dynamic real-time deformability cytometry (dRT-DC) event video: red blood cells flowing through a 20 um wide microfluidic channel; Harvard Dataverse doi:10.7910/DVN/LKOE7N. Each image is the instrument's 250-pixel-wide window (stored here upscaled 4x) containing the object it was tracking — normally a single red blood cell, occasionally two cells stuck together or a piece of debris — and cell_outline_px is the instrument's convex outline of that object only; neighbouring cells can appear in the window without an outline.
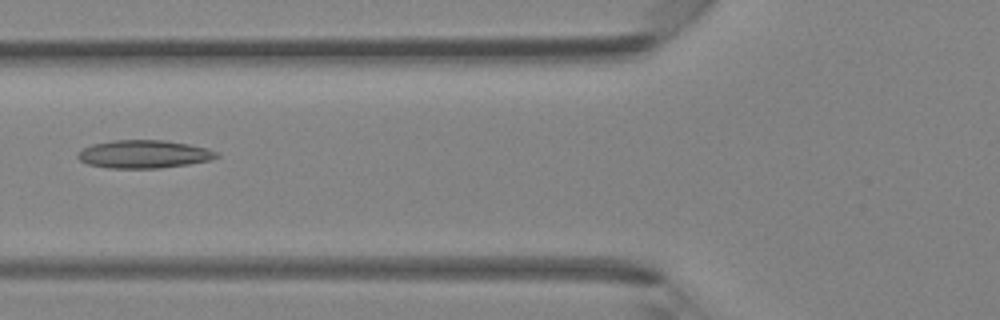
{"species": "Egyptian fruit bat (a non-hibernating species)", "species_latin": "Rousettus aegyptiacus", "temperature_condition": "room temperature", "stored_images_in_passage": 40, "camera_frame_rate_fps": 3000, "um_per_image_px": 0.085, "animal": {"sex": "female"}, "frame": {"image": 1, "passage_image": 15, "time_ms": 4.667, "image_size_px": [1000, 320], "cell_outline_px": [[220, 156], [212, 160], [188, 164], [160, 168], [108, 168], [88, 164], [80, 160], [76, 156], [76, 152], [92, 144], [112, 140], [164, 140], [188, 144], [208, 148], [216, 152]], "centroid_in_image_um": [12.22, 13.1], "position_along_channel_um": 113.6, "area_um2": 22.77}}
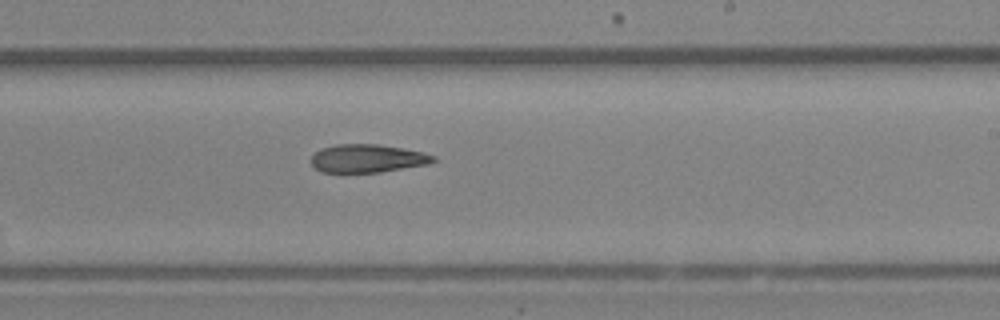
{"frame": {"image": 2, "passage_image": 24, "time_ms": 7.667, "image_size_px": [1000, 320], "cell_outline_px": [[436, 160], [428, 164], [380, 172], [320, 172], [312, 164], [312, 156], [320, 148], [336, 144], [380, 144], [404, 148], [424, 152], [436, 156]], "centroid_in_image_um": [31.26, 13.45], "position_along_channel_um": 257.7, "area_um2": 20.11}}
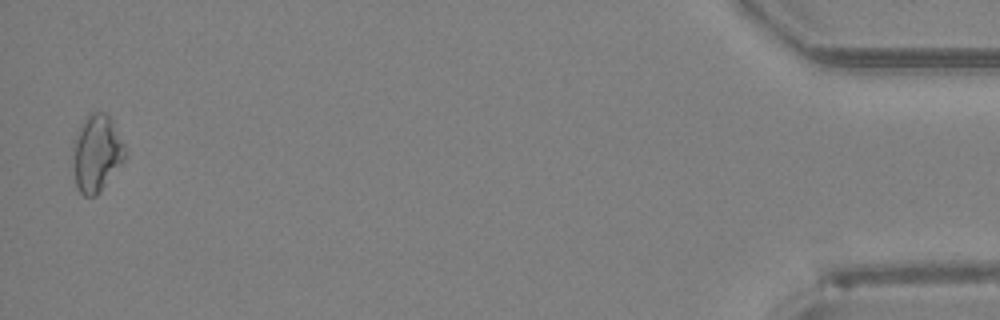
{"frame": {"image": 3, "passage_image": 40, "time_ms": 13.0, "image_size_px": [1000, 320], "cell_outline_px": [[124, 160], [100, 192], [96, 196], [84, 196], [80, 192], [76, 184], [72, 164], [72, 140], [84, 116], [88, 112], [104, 112], [108, 116], [124, 144]], "centroid_in_image_um": [8.15, 13.01], "position_along_channel_um": 427.1, "area_um2": 23.52}}